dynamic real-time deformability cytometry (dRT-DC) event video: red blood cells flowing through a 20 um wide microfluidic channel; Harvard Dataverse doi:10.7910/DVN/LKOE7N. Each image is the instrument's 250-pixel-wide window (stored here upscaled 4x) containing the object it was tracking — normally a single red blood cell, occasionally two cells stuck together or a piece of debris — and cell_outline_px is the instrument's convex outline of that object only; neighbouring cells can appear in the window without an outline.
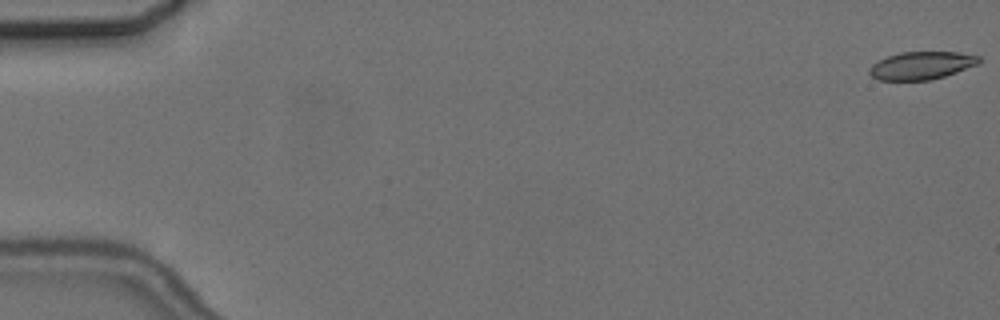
{"species": "common noctule bat (a hibernating species)", "species_latin": "Nyctalus noctula", "temperature_condition": "cold", "stored_images_in_passage": 7, "camera_frame_rate_fps": 3000, "um_per_image_px": 0.085, "animal": {"sex": "female", "body_mass_g": 24.6, "forearm_length_mm": 56.2}, "frame": {"image": 1, "passage_image": 1, "time_ms": 0.0, "image_size_px": [1000, 320], "cell_outline_px": [[980, 64], [944, 76], [928, 80], [880, 80], [872, 76], [868, 72], [868, 68], [872, 64], [888, 56], [900, 52], [960, 52], [980, 56]], "centroid_in_image_um": [78.34, 5.56], "position_along_channel_um": 6.7, "area_um2": 17.74}}
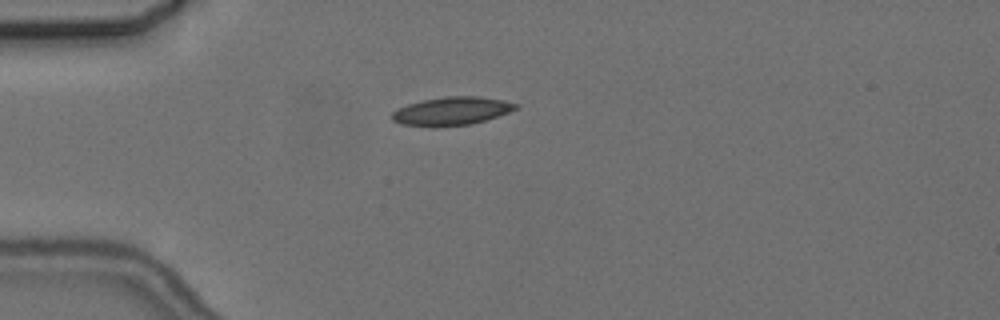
{"frame": {"image": 2, "passage_image": 5, "time_ms": 5.0, "image_size_px": [1000, 320], "cell_outline_px": [[520, 108], [484, 120], [468, 124], [432, 128], [400, 124], [392, 120], [392, 112], [408, 104], [424, 100], [444, 96], [480, 96], [504, 100], [520, 104]], "centroid_in_image_um": [38.39, 9.44], "position_along_channel_um": 46.6, "area_um2": 20.52}}
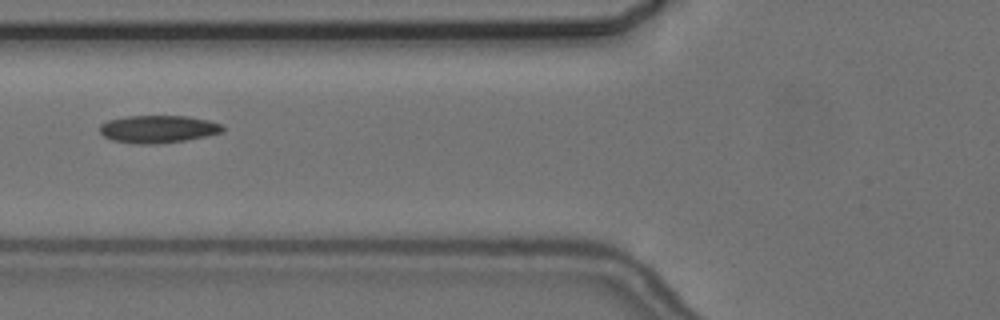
{"frame": {"image": 3, "passage_image": 7, "time_ms": 7.333, "image_size_px": [1000, 320], "cell_outline_px": [[224, 132], [208, 136], [184, 140], [156, 144], [136, 144], [112, 140], [104, 136], [100, 132], [100, 124], [108, 120], [128, 116], [188, 116], [208, 120], [220, 124], [224, 128]], "centroid_in_image_um": [13.44, 10.97], "position_along_channel_um": 112.4, "area_um2": 19.77}}